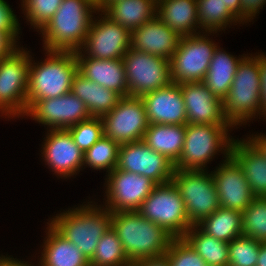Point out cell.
<instances>
[{"label":"cell","instance_id":"11","mask_svg":"<svg viewBox=\"0 0 266 266\" xmlns=\"http://www.w3.org/2000/svg\"><path fill=\"white\" fill-rule=\"evenodd\" d=\"M122 60L130 96L142 97L172 83L166 58L130 48Z\"/></svg>","mask_w":266,"mask_h":266},{"label":"cell","instance_id":"5","mask_svg":"<svg viewBox=\"0 0 266 266\" xmlns=\"http://www.w3.org/2000/svg\"><path fill=\"white\" fill-rule=\"evenodd\" d=\"M45 52L47 58L40 63L33 62L31 56L27 110L38 100L70 93L73 78L78 72L75 52L53 50Z\"/></svg>","mask_w":266,"mask_h":266},{"label":"cell","instance_id":"25","mask_svg":"<svg viewBox=\"0 0 266 266\" xmlns=\"http://www.w3.org/2000/svg\"><path fill=\"white\" fill-rule=\"evenodd\" d=\"M38 266H90L80 249L48 223Z\"/></svg>","mask_w":266,"mask_h":266},{"label":"cell","instance_id":"30","mask_svg":"<svg viewBox=\"0 0 266 266\" xmlns=\"http://www.w3.org/2000/svg\"><path fill=\"white\" fill-rule=\"evenodd\" d=\"M182 238L208 266H228V242L217 240L204 233L197 225L191 226Z\"/></svg>","mask_w":266,"mask_h":266},{"label":"cell","instance_id":"40","mask_svg":"<svg viewBox=\"0 0 266 266\" xmlns=\"http://www.w3.org/2000/svg\"><path fill=\"white\" fill-rule=\"evenodd\" d=\"M5 0H0V32L6 33L15 43L20 34L19 20Z\"/></svg>","mask_w":266,"mask_h":266},{"label":"cell","instance_id":"41","mask_svg":"<svg viewBox=\"0 0 266 266\" xmlns=\"http://www.w3.org/2000/svg\"><path fill=\"white\" fill-rule=\"evenodd\" d=\"M242 3V25L251 22L266 4V0H241Z\"/></svg>","mask_w":266,"mask_h":266},{"label":"cell","instance_id":"4","mask_svg":"<svg viewBox=\"0 0 266 266\" xmlns=\"http://www.w3.org/2000/svg\"><path fill=\"white\" fill-rule=\"evenodd\" d=\"M247 55L239 62L229 92L222 100L224 116L233 127L263 115L259 53Z\"/></svg>","mask_w":266,"mask_h":266},{"label":"cell","instance_id":"48","mask_svg":"<svg viewBox=\"0 0 266 266\" xmlns=\"http://www.w3.org/2000/svg\"><path fill=\"white\" fill-rule=\"evenodd\" d=\"M256 266H266V242H261Z\"/></svg>","mask_w":266,"mask_h":266},{"label":"cell","instance_id":"17","mask_svg":"<svg viewBox=\"0 0 266 266\" xmlns=\"http://www.w3.org/2000/svg\"><path fill=\"white\" fill-rule=\"evenodd\" d=\"M42 145V158L52 172L65 179L83 169L84 153L75 144L67 129H48Z\"/></svg>","mask_w":266,"mask_h":266},{"label":"cell","instance_id":"47","mask_svg":"<svg viewBox=\"0 0 266 266\" xmlns=\"http://www.w3.org/2000/svg\"><path fill=\"white\" fill-rule=\"evenodd\" d=\"M248 139L266 156V135H252Z\"/></svg>","mask_w":266,"mask_h":266},{"label":"cell","instance_id":"7","mask_svg":"<svg viewBox=\"0 0 266 266\" xmlns=\"http://www.w3.org/2000/svg\"><path fill=\"white\" fill-rule=\"evenodd\" d=\"M31 55L23 47L16 48L0 60V112L9 118L27 113V92Z\"/></svg>","mask_w":266,"mask_h":266},{"label":"cell","instance_id":"28","mask_svg":"<svg viewBox=\"0 0 266 266\" xmlns=\"http://www.w3.org/2000/svg\"><path fill=\"white\" fill-rule=\"evenodd\" d=\"M185 131L186 125L149 124L142 141L175 164L184 147Z\"/></svg>","mask_w":266,"mask_h":266},{"label":"cell","instance_id":"13","mask_svg":"<svg viewBox=\"0 0 266 266\" xmlns=\"http://www.w3.org/2000/svg\"><path fill=\"white\" fill-rule=\"evenodd\" d=\"M105 180V208L110 212L138 211L142 202L157 185L150 178L113 169Z\"/></svg>","mask_w":266,"mask_h":266},{"label":"cell","instance_id":"19","mask_svg":"<svg viewBox=\"0 0 266 266\" xmlns=\"http://www.w3.org/2000/svg\"><path fill=\"white\" fill-rule=\"evenodd\" d=\"M186 111V124L231 125L223 113L222 100L203 82L181 84Z\"/></svg>","mask_w":266,"mask_h":266},{"label":"cell","instance_id":"20","mask_svg":"<svg viewBox=\"0 0 266 266\" xmlns=\"http://www.w3.org/2000/svg\"><path fill=\"white\" fill-rule=\"evenodd\" d=\"M149 124L186 125V111L181 84L168 86L143 95Z\"/></svg>","mask_w":266,"mask_h":266},{"label":"cell","instance_id":"8","mask_svg":"<svg viewBox=\"0 0 266 266\" xmlns=\"http://www.w3.org/2000/svg\"><path fill=\"white\" fill-rule=\"evenodd\" d=\"M138 212L174 238H182L192 226L181 194L172 181L157 184L142 202Z\"/></svg>","mask_w":266,"mask_h":266},{"label":"cell","instance_id":"21","mask_svg":"<svg viewBox=\"0 0 266 266\" xmlns=\"http://www.w3.org/2000/svg\"><path fill=\"white\" fill-rule=\"evenodd\" d=\"M181 36L157 16L131 31V48L170 60Z\"/></svg>","mask_w":266,"mask_h":266},{"label":"cell","instance_id":"51","mask_svg":"<svg viewBox=\"0 0 266 266\" xmlns=\"http://www.w3.org/2000/svg\"><path fill=\"white\" fill-rule=\"evenodd\" d=\"M127 266H136L134 263H130L129 265H127Z\"/></svg>","mask_w":266,"mask_h":266},{"label":"cell","instance_id":"1","mask_svg":"<svg viewBox=\"0 0 266 266\" xmlns=\"http://www.w3.org/2000/svg\"><path fill=\"white\" fill-rule=\"evenodd\" d=\"M111 227L117 233L131 263L165 255L174 239L138 211L112 213Z\"/></svg>","mask_w":266,"mask_h":266},{"label":"cell","instance_id":"3","mask_svg":"<svg viewBox=\"0 0 266 266\" xmlns=\"http://www.w3.org/2000/svg\"><path fill=\"white\" fill-rule=\"evenodd\" d=\"M88 202L57 214L48 221L63 237L77 246L90 261L103 234L111 227L112 212Z\"/></svg>","mask_w":266,"mask_h":266},{"label":"cell","instance_id":"33","mask_svg":"<svg viewBox=\"0 0 266 266\" xmlns=\"http://www.w3.org/2000/svg\"><path fill=\"white\" fill-rule=\"evenodd\" d=\"M130 263L117 233L110 227L99 240L89 265L127 266Z\"/></svg>","mask_w":266,"mask_h":266},{"label":"cell","instance_id":"35","mask_svg":"<svg viewBox=\"0 0 266 266\" xmlns=\"http://www.w3.org/2000/svg\"><path fill=\"white\" fill-rule=\"evenodd\" d=\"M242 214V235L266 242V197H255Z\"/></svg>","mask_w":266,"mask_h":266},{"label":"cell","instance_id":"50","mask_svg":"<svg viewBox=\"0 0 266 266\" xmlns=\"http://www.w3.org/2000/svg\"><path fill=\"white\" fill-rule=\"evenodd\" d=\"M90 3L94 4L97 9H98V12H100V1L101 0H88Z\"/></svg>","mask_w":266,"mask_h":266},{"label":"cell","instance_id":"10","mask_svg":"<svg viewBox=\"0 0 266 266\" xmlns=\"http://www.w3.org/2000/svg\"><path fill=\"white\" fill-rule=\"evenodd\" d=\"M206 33L181 37L176 52L170 59L173 83L203 82L214 50L218 46L208 37L211 32L208 35Z\"/></svg>","mask_w":266,"mask_h":266},{"label":"cell","instance_id":"15","mask_svg":"<svg viewBox=\"0 0 266 266\" xmlns=\"http://www.w3.org/2000/svg\"><path fill=\"white\" fill-rule=\"evenodd\" d=\"M116 168L143 175L156 184L170 182L175 171L172 161L142 140L120 145Z\"/></svg>","mask_w":266,"mask_h":266},{"label":"cell","instance_id":"27","mask_svg":"<svg viewBox=\"0 0 266 266\" xmlns=\"http://www.w3.org/2000/svg\"><path fill=\"white\" fill-rule=\"evenodd\" d=\"M102 13L132 31L157 16V0H115Z\"/></svg>","mask_w":266,"mask_h":266},{"label":"cell","instance_id":"14","mask_svg":"<svg viewBox=\"0 0 266 266\" xmlns=\"http://www.w3.org/2000/svg\"><path fill=\"white\" fill-rule=\"evenodd\" d=\"M104 15V16H101ZM94 17L81 52L87 58L121 59L131 48V31L112 21L102 11ZM84 49V50H83Z\"/></svg>","mask_w":266,"mask_h":266},{"label":"cell","instance_id":"6","mask_svg":"<svg viewBox=\"0 0 266 266\" xmlns=\"http://www.w3.org/2000/svg\"><path fill=\"white\" fill-rule=\"evenodd\" d=\"M232 125L186 124L184 147L175 170H206L217 152L228 159L234 138H230ZM214 156V157H213Z\"/></svg>","mask_w":266,"mask_h":266},{"label":"cell","instance_id":"38","mask_svg":"<svg viewBox=\"0 0 266 266\" xmlns=\"http://www.w3.org/2000/svg\"><path fill=\"white\" fill-rule=\"evenodd\" d=\"M63 0H22V9L31 26L38 32L53 17Z\"/></svg>","mask_w":266,"mask_h":266},{"label":"cell","instance_id":"42","mask_svg":"<svg viewBox=\"0 0 266 266\" xmlns=\"http://www.w3.org/2000/svg\"><path fill=\"white\" fill-rule=\"evenodd\" d=\"M260 80H261V102L263 118L266 116V55L259 54Z\"/></svg>","mask_w":266,"mask_h":266},{"label":"cell","instance_id":"34","mask_svg":"<svg viewBox=\"0 0 266 266\" xmlns=\"http://www.w3.org/2000/svg\"><path fill=\"white\" fill-rule=\"evenodd\" d=\"M120 144L105 135L84 153V166L106 170L109 174L117 167Z\"/></svg>","mask_w":266,"mask_h":266},{"label":"cell","instance_id":"16","mask_svg":"<svg viewBox=\"0 0 266 266\" xmlns=\"http://www.w3.org/2000/svg\"><path fill=\"white\" fill-rule=\"evenodd\" d=\"M25 116L48 126L50 129H67L79 122L88 120L91 115L85 105L71 92L56 98L36 101Z\"/></svg>","mask_w":266,"mask_h":266},{"label":"cell","instance_id":"37","mask_svg":"<svg viewBox=\"0 0 266 266\" xmlns=\"http://www.w3.org/2000/svg\"><path fill=\"white\" fill-rule=\"evenodd\" d=\"M67 130L70 132L75 144L83 153L104 136L101 117H91L88 120L67 128Z\"/></svg>","mask_w":266,"mask_h":266},{"label":"cell","instance_id":"22","mask_svg":"<svg viewBox=\"0 0 266 266\" xmlns=\"http://www.w3.org/2000/svg\"><path fill=\"white\" fill-rule=\"evenodd\" d=\"M75 55L78 72L82 76L100 86L116 91L122 97L130 96L122 58L111 60L87 58L80 50L76 51Z\"/></svg>","mask_w":266,"mask_h":266},{"label":"cell","instance_id":"26","mask_svg":"<svg viewBox=\"0 0 266 266\" xmlns=\"http://www.w3.org/2000/svg\"><path fill=\"white\" fill-rule=\"evenodd\" d=\"M70 92L85 103L91 117L109 113L122 98L116 91L98 85L79 72L73 78Z\"/></svg>","mask_w":266,"mask_h":266},{"label":"cell","instance_id":"31","mask_svg":"<svg viewBox=\"0 0 266 266\" xmlns=\"http://www.w3.org/2000/svg\"><path fill=\"white\" fill-rule=\"evenodd\" d=\"M197 226L217 240L229 243L242 235V214L239 211L219 207Z\"/></svg>","mask_w":266,"mask_h":266},{"label":"cell","instance_id":"24","mask_svg":"<svg viewBox=\"0 0 266 266\" xmlns=\"http://www.w3.org/2000/svg\"><path fill=\"white\" fill-rule=\"evenodd\" d=\"M197 10L196 0H157V17L181 37L201 33Z\"/></svg>","mask_w":266,"mask_h":266},{"label":"cell","instance_id":"2","mask_svg":"<svg viewBox=\"0 0 266 266\" xmlns=\"http://www.w3.org/2000/svg\"><path fill=\"white\" fill-rule=\"evenodd\" d=\"M97 11V7L88 0H63L53 17L40 30L44 49L81 50L94 19L93 13Z\"/></svg>","mask_w":266,"mask_h":266},{"label":"cell","instance_id":"23","mask_svg":"<svg viewBox=\"0 0 266 266\" xmlns=\"http://www.w3.org/2000/svg\"><path fill=\"white\" fill-rule=\"evenodd\" d=\"M241 140L234 139L230 156L242 168L253 195L266 197V156L248 138Z\"/></svg>","mask_w":266,"mask_h":266},{"label":"cell","instance_id":"45","mask_svg":"<svg viewBox=\"0 0 266 266\" xmlns=\"http://www.w3.org/2000/svg\"><path fill=\"white\" fill-rule=\"evenodd\" d=\"M226 8L242 23L241 0H221Z\"/></svg>","mask_w":266,"mask_h":266},{"label":"cell","instance_id":"44","mask_svg":"<svg viewBox=\"0 0 266 266\" xmlns=\"http://www.w3.org/2000/svg\"><path fill=\"white\" fill-rule=\"evenodd\" d=\"M136 266H169L168 258L163 255L139 260L134 263Z\"/></svg>","mask_w":266,"mask_h":266},{"label":"cell","instance_id":"36","mask_svg":"<svg viewBox=\"0 0 266 266\" xmlns=\"http://www.w3.org/2000/svg\"><path fill=\"white\" fill-rule=\"evenodd\" d=\"M260 244L248 236H238L229 242L228 266H256Z\"/></svg>","mask_w":266,"mask_h":266},{"label":"cell","instance_id":"18","mask_svg":"<svg viewBox=\"0 0 266 266\" xmlns=\"http://www.w3.org/2000/svg\"><path fill=\"white\" fill-rule=\"evenodd\" d=\"M211 171L220 207L243 212L255 198L242 168L230 156Z\"/></svg>","mask_w":266,"mask_h":266},{"label":"cell","instance_id":"12","mask_svg":"<svg viewBox=\"0 0 266 266\" xmlns=\"http://www.w3.org/2000/svg\"><path fill=\"white\" fill-rule=\"evenodd\" d=\"M104 135L120 145L141 141L149 126L141 97H122L119 103L101 117Z\"/></svg>","mask_w":266,"mask_h":266},{"label":"cell","instance_id":"39","mask_svg":"<svg viewBox=\"0 0 266 266\" xmlns=\"http://www.w3.org/2000/svg\"><path fill=\"white\" fill-rule=\"evenodd\" d=\"M165 256L169 266H208L183 238H174Z\"/></svg>","mask_w":266,"mask_h":266},{"label":"cell","instance_id":"29","mask_svg":"<svg viewBox=\"0 0 266 266\" xmlns=\"http://www.w3.org/2000/svg\"><path fill=\"white\" fill-rule=\"evenodd\" d=\"M219 47L214 50L203 83L216 97L223 100L232 85L237 66L244 56L236 58Z\"/></svg>","mask_w":266,"mask_h":266},{"label":"cell","instance_id":"46","mask_svg":"<svg viewBox=\"0 0 266 266\" xmlns=\"http://www.w3.org/2000/svg\"><path fill=\"white\" fill-rule=\"evenodd\" d=\"M0 266H35V265H31L25 261H19L18 259H14L13 256L12 257H8L7 255H1L0 256Z\"/></svg>","mask_w":266,"mask_h":266},{"label":"cell","instance_id":"32","mask_svg":"<svg viewBox=\"0 0 266 266\" xmlns=\"http://www.w3.org/2000/svg\"><path fill=\"white\" fill-rule=\"evenodd\" d=\"M196 1L199 29H204L202 30L203 32L216 34L218 31L224 30V28L226 29L229 24H241V22L226 8V6H224L221 0Z\"/></svg>","mask_w":266,"mask_h":266},{"label":"cell","instance_id":"49","mask_svg":"<svg viewBox=\"0 0 266 266\" xmlns=\"http://www.w3.org/2000/svg\"><path fill=\"white\" fill-rule=\"evenodd\" d=\"M115 0H101L100 1V12L106 7L108 6L110 3H112Z\"/></svg>","mask_w":266,"mask_h":266},{"label":"cell","instance_id":"9","mask_svg":"<svg viewBox=\"0 0 266 266\" xmlns=\"http://www.w3.org/2000/svg\"><path fill=\"white\" fill-rule=\"evenodd\" d=\"M171 181L183 199L189 222L197 225L219 207L212 173L206 170H175Z\"/></svg>","mask_w":266,"mask_h":266},{"label":"cell","instance_id":"43","mask_svg":"<svg viewBox=\"0 0 266 266\" xmlns=\"http://www.w3.org/2000/svg\"><path fill=\"white\" fill-rule=\"evenodd\" d=\"M16 48L15 43L6 33L0 32V60L9 56Z\"/></svg>","mask_w":266,"mask_h":266}]
</instances>
